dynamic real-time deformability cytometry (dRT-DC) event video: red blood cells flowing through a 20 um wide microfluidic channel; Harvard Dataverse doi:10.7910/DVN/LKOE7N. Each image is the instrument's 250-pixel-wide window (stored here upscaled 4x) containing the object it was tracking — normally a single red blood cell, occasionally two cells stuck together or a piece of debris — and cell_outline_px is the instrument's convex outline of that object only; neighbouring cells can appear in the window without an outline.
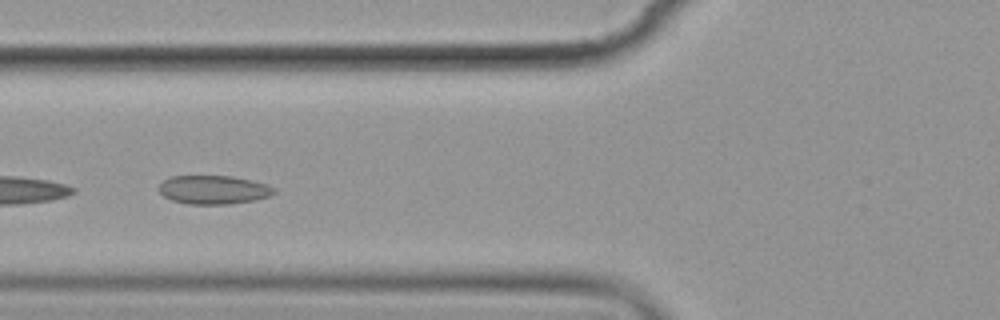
{"species": "common noctule bat (a hibernating species)", "species_latin": "Nyctalus noctula", "temperature_condition": "cold", "stored_images_in_passage": 10, "camera_frame_rate_fps": 3000, "um_per_image_px": 0.085, "animal": {"sex": "female", "body_mass_g": 19.9}, "frame": {"image": 1, "passage_image": 5, "time_ms": 4.667, "image_size_px": [1000, 320], "cell_outline_px": [[276, 192], [272, 196], [256, 200], [228, 204], [188, 204], [172, 200], [164, 196], [156, 188], [164, 180], [172, 176], [232, 176], [252, 180], [268, 184], [276, 188]], "centroid_in_image_um": [18.19, 16.13], "position_along_channel_um": 107.6, "area_um2": 19.48}}
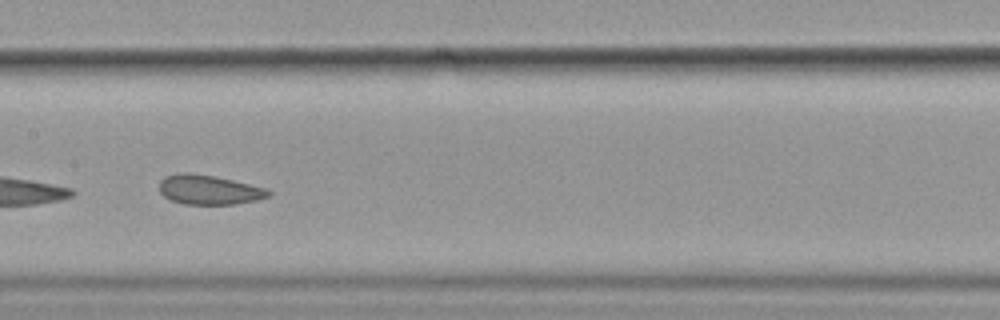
{"frame": {"image": 2, "passage_image": 7, "time_ms": 7.0, "image_size_px": [1000, 320], "cell_outline_px": [[272, 192], [268, 196], [256, 200], [236, 204], [184, 204], [172, 200], [164, 196], [160, 192], [160, 180], [164, 176], [180, 172], [192, 172], [216, 176], [264, 188]], "centroid_in_image_um": [17.72, 16.12], "position_along_channel_um": 189.7, "area_um2": 18.73}}
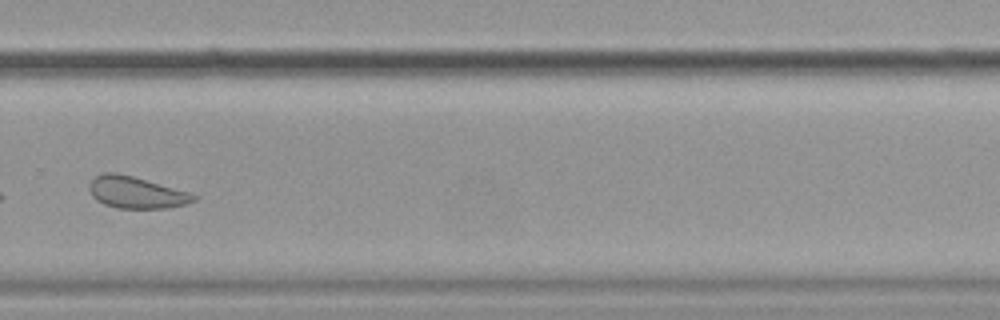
{"frame": {"image": 3, "passage_image": 10, "time_ms": 10.667, "image_size_px": [1000, 320], "cell_outline_px": [[196, 200], [188, 204], [168, 208], [116, 208], [104, 204], [96, 200], [92, 196], [88, 188], [88, 184], [96, 176], [104, 172], [116, 172], [132, 176], [188, 192], [196, 196]], "centroid_in_image_um": [11.54, 16.36], "position_along_channel_um": 318.3, "area_um2": 19.25}}